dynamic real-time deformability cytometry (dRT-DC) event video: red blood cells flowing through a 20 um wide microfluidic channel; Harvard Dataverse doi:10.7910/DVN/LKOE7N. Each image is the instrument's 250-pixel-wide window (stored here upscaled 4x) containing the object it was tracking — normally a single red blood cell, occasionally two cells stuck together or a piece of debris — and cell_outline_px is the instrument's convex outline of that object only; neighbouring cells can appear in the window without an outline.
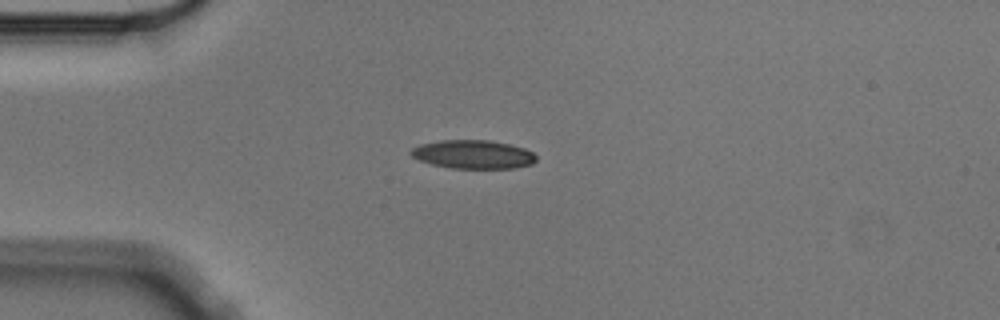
{"species": "Egyptian fruit bat (a non-hibernating species)", "species_latin": "Rousettus aegyptiacus", "temperature_condition": "cold", "stored_images_in_passage": 4, "camera_frame_rate_fps": 3000, "um_per_image_px": 0.085, "animal": {"sex": "male"}, "frame": {"image": 1, "passage_image": 3, "time_ms": 0.667, "image_size_px": [1000, 320], "cell_outline_px": [[536, 160], [532, 164], [516, 168], [452, 168], [432, 164], [420, 160], [412, 156], [408, 152], [412, 148], [420, 144], [440, 140], [488, 140], [508, 144], [524, 148], [532, 152], [536, 156]], "centroid_in_image_um": [40.21, 13.12], "position_along_channel_um": 44.8, "area_um2": 20.81}}